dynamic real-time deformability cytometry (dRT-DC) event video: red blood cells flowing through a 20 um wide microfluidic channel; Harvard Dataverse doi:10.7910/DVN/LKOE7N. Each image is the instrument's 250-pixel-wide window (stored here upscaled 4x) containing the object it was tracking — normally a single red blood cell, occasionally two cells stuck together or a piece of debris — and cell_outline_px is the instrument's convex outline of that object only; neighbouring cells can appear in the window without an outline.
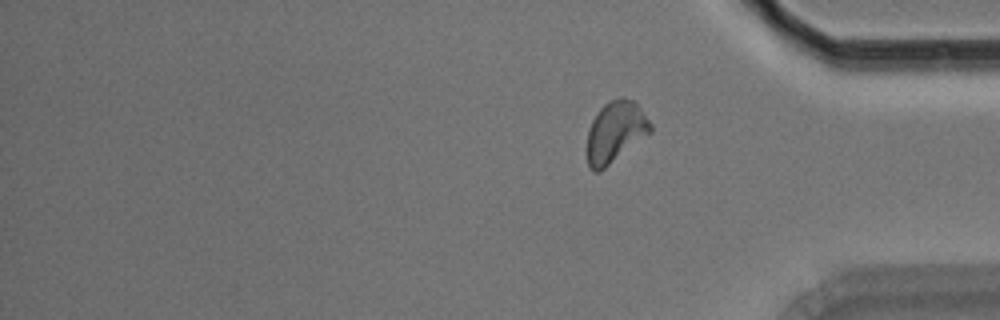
{"species": "Egyptian fruit bat (a non-hibernating species)", "species_latin": "Rousettus aegyptiacus", "temperature_condition": "room temperature", "stored_images_in_passage": 15, "camera_frame_rate_fps": 3000, "um_per_image_px": 0.085, "animal": {"sex": "male"}, "frame": {"image": 1, "passage_image": 15, "time_ms": 18.333, "image_size_px": [1000, 320], "cell_outline_px": [[652, 132], [600, 172], [592, 172], [588, 164], [588, 128], [596, 112], [608, 100], [620, 96], [632, 100], [640, 108], [652, 124]], "centroid_in_image_um": [52.31, 11.2], "position_along_channel_um": 382.9, "area_um2": 22.72}, "authors_computed_cell_mechanics": {"area_um2": 19.8254, "velocity_mm_per_s": 3.6295, "shape_relaxation_time_tau1_ms": null, "shape_relaxation_time_tau2_ms": 8.0686, "deformation_change_tau1": null, "deformation_change_tau2": 0.1632}}